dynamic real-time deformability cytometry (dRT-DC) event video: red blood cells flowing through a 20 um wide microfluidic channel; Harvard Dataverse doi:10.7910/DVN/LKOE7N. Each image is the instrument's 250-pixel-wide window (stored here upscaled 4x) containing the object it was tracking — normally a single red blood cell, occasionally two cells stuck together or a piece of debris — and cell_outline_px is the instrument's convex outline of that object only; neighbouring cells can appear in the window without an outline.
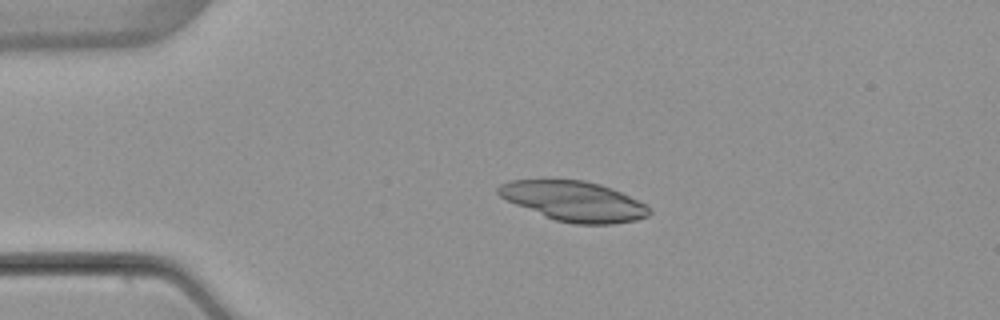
{"species": "common noctule bat (a hibernating species)", "species_latin": "Nyctalus noctula", "temperature_condition": "warm", "stored_images_in_passage": 4, "camera_frame_rate_fps": 3000, "um_per_image_px": 0.085, "animal": {"sex": "female", "body_mass_g": 22.7, "forearm_length_mm": 54.2}, "frame": {"image": 1, "passage_image": 3, "time_ms": 2.667, "image_size_px": [1000, 320], "cell_outline_px": [[652, 212], [648, 216], [636, 220], [612, 224], [576, 224], [556, 220], [544, 216], [516, 204], [500, 196], [496, 192], [496, 188], [500, 184], [512, 180], [584, 180], [600, 184], [612, 188], [648, 204], [652, 208]], "centroid_in_image_um": [48.84, 17.1], "position_along_channel_um": 36.2, "area_um2": 35.14}}